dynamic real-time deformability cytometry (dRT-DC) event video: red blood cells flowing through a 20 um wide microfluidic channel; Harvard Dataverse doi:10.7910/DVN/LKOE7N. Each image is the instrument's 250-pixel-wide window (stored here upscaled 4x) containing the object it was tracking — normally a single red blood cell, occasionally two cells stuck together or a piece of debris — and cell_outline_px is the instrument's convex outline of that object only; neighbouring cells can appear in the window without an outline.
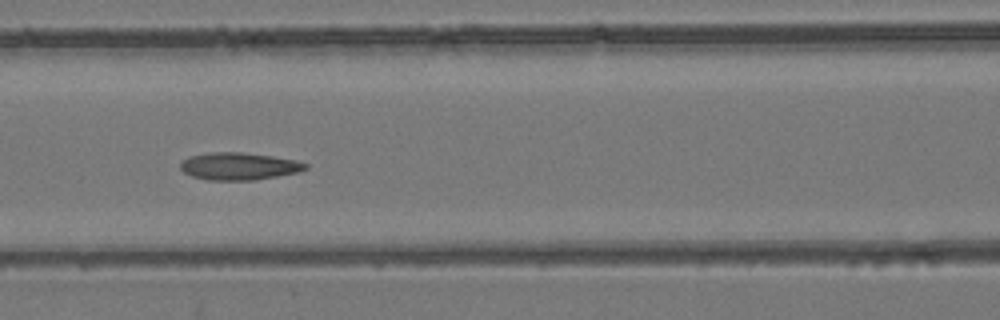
{"species": "common noctule bat (a hibernating species)", "species_latin": "Nyctalus noctula", "temperature_condition": "room temperature", "stored_images_in_passage": 8, "camera_frame_rate_fps": 3000, "um_per_image_px": 0.085, "animal": {"sex": "female", "body_mass_g": 24.6, "forearm_length_mm": 56.2}, "frame": {"image": 1, "passage_image": 6, "time_ms": 1.667, "image_size_px": [1000, 320], "cell_outline_px": [[308, 168], [300, 172], [256, 180], [208, 180], [192, 176], [184, 172], [180, 168], [180, 164], [188, 156], [208, 152], [240, 152], [272, 156], [296, 160], [308, 164]], "centroid_in_image_um": [20.32, 14.13], "position_along_channel_um": 146.3, "area_um2": 20.06}}
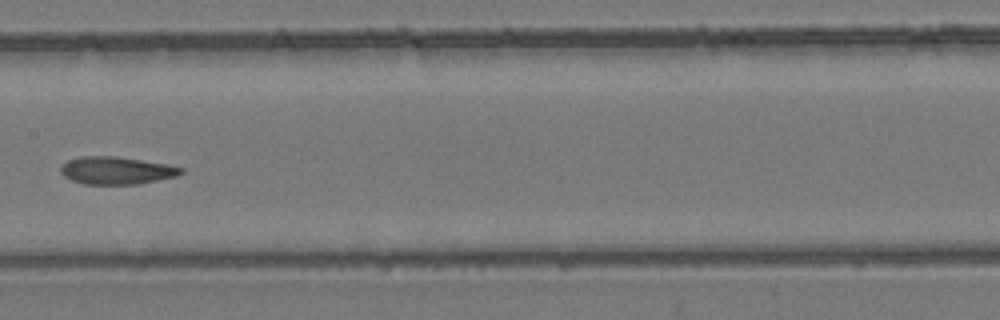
{"frame": {"image": 2, "passage_image": 7, "time_ms": 2.0, "image_size_px": [1000, 320], "cell_outline_px": [[184, 172], [176, 176], [140, 184], [84, 184], [72, 180], [64, 176], [60, 172], [60, 168], [68, 160], [80, 156], [116, 156], [168, 164], [184, 168]], "centroid_in_image_um": [9.92, 14.49], "position_along_channel_um": 197.5, "area_um2": 19.36}}
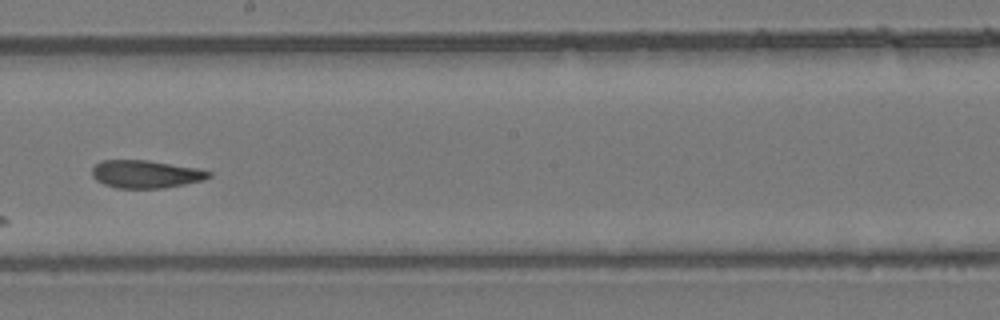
{"frame": {"image": 3, "passage_image": 8, "time_ms": 2.333, "image_size_px": [1000, 320], "cell_outline_px": [[212, 176], [204, 180], [164, 188], [116, 188], [104, 184], [96, 180], [92, 176], [92, 168], [100, 160], [148, 160], [196, 168], [212, 172]], "centroid_in_image_um": [12.38, 14.8], "position_along_channel_um": 235.8, "area_um2": 18.96}}